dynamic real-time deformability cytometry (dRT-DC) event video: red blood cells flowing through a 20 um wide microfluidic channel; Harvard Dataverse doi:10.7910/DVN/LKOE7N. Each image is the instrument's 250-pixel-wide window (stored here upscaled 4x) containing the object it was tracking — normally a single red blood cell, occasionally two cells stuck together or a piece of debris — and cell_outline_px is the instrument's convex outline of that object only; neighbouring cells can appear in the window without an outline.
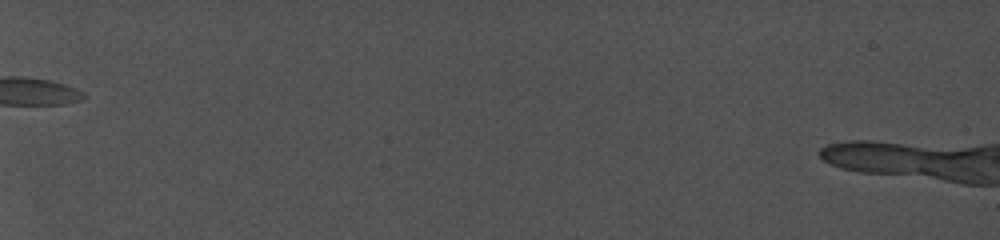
{"species": "common noctule bat (a hibernating species)", "species_latin": "Nyctalus noctula", "temperature_condition": "cold", "stored_images_in_passage": 1, "camera_frame_rate_fps": 5000, "um_per_image_px": 0.085, "animal": {"sex": "female", "body_mass_g": 19.0, "forearm_length_mm": 56.7}, "frame": {"image": 1, "passage_image": 1, "time_ms": 0.0, "image_size_px": [1000, 240], "cell_outline_px": [[908, 148], [900, 172], [868, 172], [848, 168], [832, 164], [824, 160], [820, 156], [820, 152], [824, 148], [832, 144], [892, 144]], "centroid_in_image_um": [73.63, 13.33], "position_along_channel_um": 11.4, "area_um2": 14.62}}